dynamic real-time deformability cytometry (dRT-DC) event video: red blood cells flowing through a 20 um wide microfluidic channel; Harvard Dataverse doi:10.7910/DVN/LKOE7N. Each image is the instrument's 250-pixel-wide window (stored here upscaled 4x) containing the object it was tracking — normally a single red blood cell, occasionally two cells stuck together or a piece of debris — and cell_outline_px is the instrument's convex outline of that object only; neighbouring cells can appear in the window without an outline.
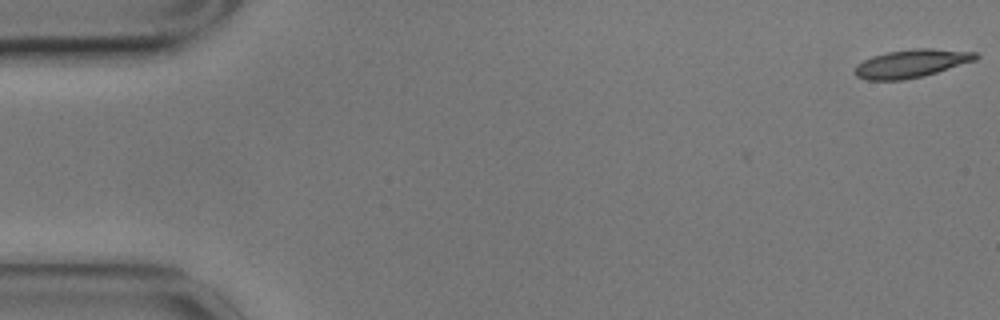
{"species": "common noctule bat (a hibernating species)", "species_latin": "Nyctalus noctula", "temperature_condition": "cold", "stored_images_in_passage": 10, "camera_frame_rate_fps": 3000, "um_per_image_px": 0.085, "animal": {"sex": "male", "body_mass_g": 17.9}, "frame": {"image": 1, "passage_image": 1, "time_ms": 0.0, "image_size_px": [1000, 320], "cell_outline_px": [[980, 56], [976, 60], [924, 76], [904, 80], [868, 80], [856, 76], [852, 72], [856, 64], [872, 56], [888, 52], [916, 48], [932, 48], [976, 52]], "centroid_in_image_um": [77.45, 5.4], "position_along_channel_um": 7.5, "area_um2": 19.94}}